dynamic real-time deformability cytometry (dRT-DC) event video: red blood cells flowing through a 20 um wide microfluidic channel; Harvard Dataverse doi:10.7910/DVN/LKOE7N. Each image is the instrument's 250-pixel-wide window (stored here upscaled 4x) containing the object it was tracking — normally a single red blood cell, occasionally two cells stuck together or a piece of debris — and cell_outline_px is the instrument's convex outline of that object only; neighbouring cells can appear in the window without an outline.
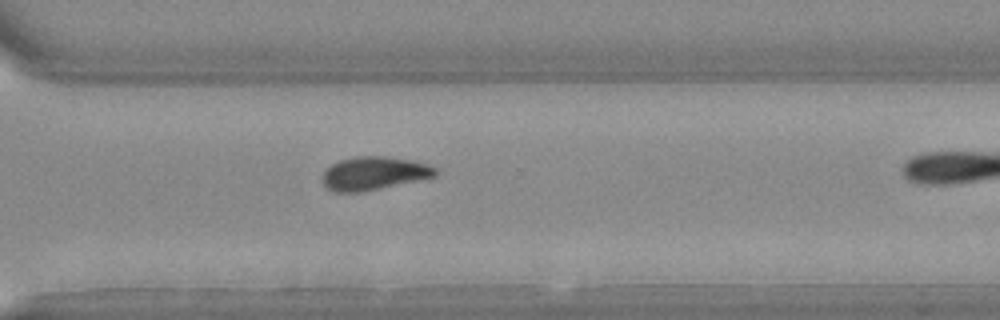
{"species": "Egyptian fruit bat (a non-hibernating species)", "species_latin": "Rousettus aegyptiacus", "temperature_condition": "warm", "stored_images_in_passage": 22, "camera_frame_rate_fps": 3000, "um_per_image_px": 0.085, "animal": {"sex": "female"}, "frame": {"image": 1, "passage_image": 19, "time_ms": 6.0, "image_size_px": [1000, 320], "cell_outline_px": [[436, 176], [364, 192], [336, 192], [328, 188], [324, 184], [324, 172], [332, 164], [340, 160], [356, 156], [384, 156], [412, 160], [428, 164], [436, 168]], "centroid_in_image_um": [31.81, 14.73], "position_along_channel_um": 338.8, "area_um2": 21.73}}